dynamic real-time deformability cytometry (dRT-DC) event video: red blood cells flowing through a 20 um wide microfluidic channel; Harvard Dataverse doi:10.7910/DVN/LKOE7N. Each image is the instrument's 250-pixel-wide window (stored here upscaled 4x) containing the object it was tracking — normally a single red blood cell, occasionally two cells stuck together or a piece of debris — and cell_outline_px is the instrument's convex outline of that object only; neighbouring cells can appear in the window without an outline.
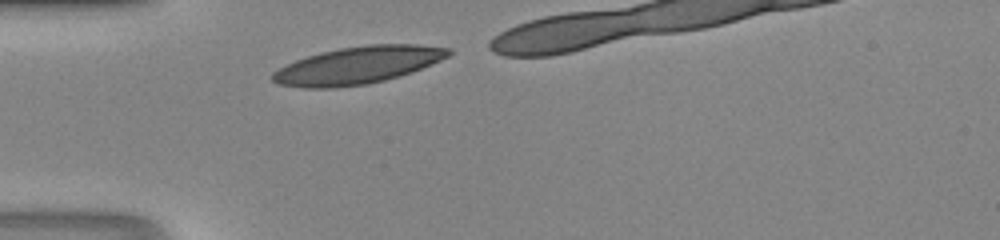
{"species": "human", "species_latin": "Homo sapiens", "temperature_condition": "room temperature", "stored_images_in_passage": 11, "camera_frame_rate_fps": 3000, "um_per_image_px": 0.085, "donor": {"sex": "male"}, "frame": {"image": 1, "passage_image": 1, "time_ms": 0.0, "image_size_px": [1000, 240], "cell_outline_px": [[452, 52], [448, 56], [440, 60], [412, 72], [384, 80], [368, 84], [332, 88], [304, 88], [276, 84], [272, 80], [272, 72], [296, 60], [320, 52], [340, 48], [368, 44], [416, 44], [452, 48]], "centroid_in_image_um": [30.41, 5.54], "position_along_channel_um": 54.6, "area_um2": 38.15}}
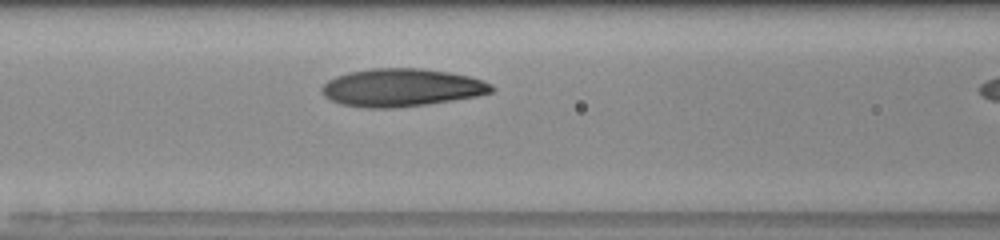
{"frame": {"image": 2, "passage_image": 7, "time_ms": 2.0, "image_size_px": [1000, 240], "cell_outline_px": [[496, 88], [492, 92], [476, 96], [428, 104], [392, 108], [368, 108], [340, 104], [324, 96], [320, 92], [320, 88], [328, 80], [336, 76], [348, 72], [372, 68], [420, 68], [448, 72], [468, 76], [492, 84]], "centroid_in_image_um": [34.1, 7.44], "position_along_channel_um": 132.5, "area_um2": 37.45}}